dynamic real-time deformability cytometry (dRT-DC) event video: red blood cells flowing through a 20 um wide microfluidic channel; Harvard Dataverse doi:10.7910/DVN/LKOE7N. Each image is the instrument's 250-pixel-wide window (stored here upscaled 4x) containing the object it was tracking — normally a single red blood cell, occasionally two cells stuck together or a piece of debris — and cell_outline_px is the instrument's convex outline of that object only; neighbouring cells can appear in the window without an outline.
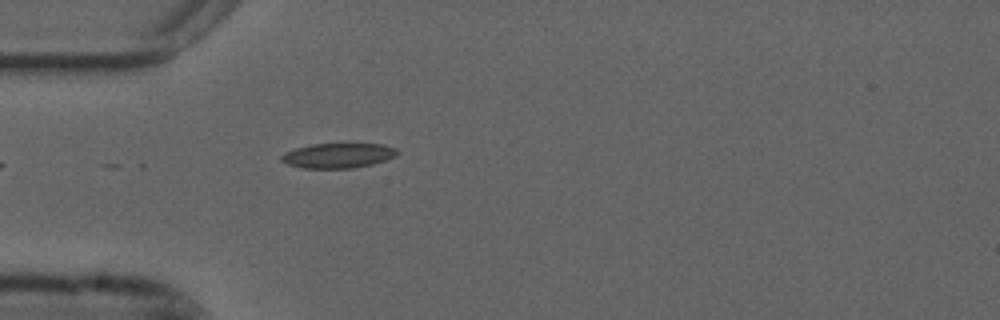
{"species": "common noctule bat (a hibernating species)", "species_latin": "Nyctalus noctula", "temperature_condition": "cold", "stored_images_in_passage": 15, "camera_frame_rate_fps": 3000, "um_per_image_px": 0.085, "animal": {"sex": "male", "forearm_length_mm": 52.5}, "frame": {"image": 1, "passage_image": 2, "time_ms": 0.333, "image_size_px": [1000, 320], "cell_outline_px": [[400, 152], [396, 156], [372, 164], [352, 168], [304, 168], [288, 164], [280, 160], [280, 156], [284, 152], [296, 148], [312, 144], [384, 144], [396, 148]], "centroid_in_image_um": [28.74, 13.22], "position_along_channel_um": 56.3, "area_um2": 16.76}}
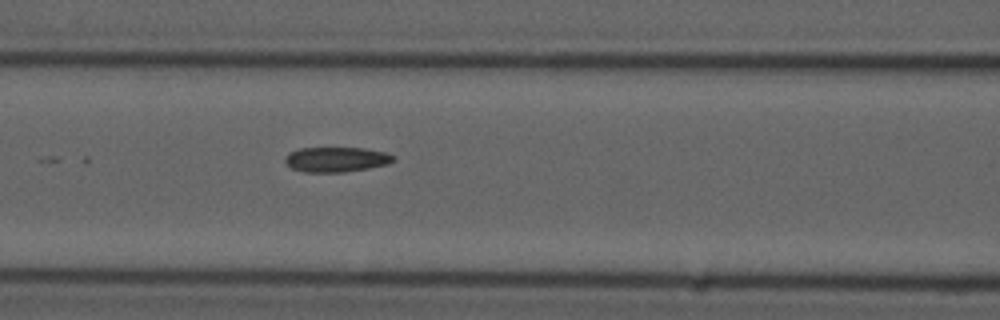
{"frame": {"image": 2, "passage_image": 9, "time_ms": 2.667, "image_size_px": [1000, 320], "cell_outline_px": [[396, 160], [388, 164], [368, 168], [344, 172], [304, 172], [292, 168], [284, 160], [284, 156], [288, 152], [300, 148], [364, 148], [384, 152], [396, 156]], "centroid_in_image_um": [28.59, 13.55], "position_along_channel_um": 138.0, "area_um2": 15.84}}
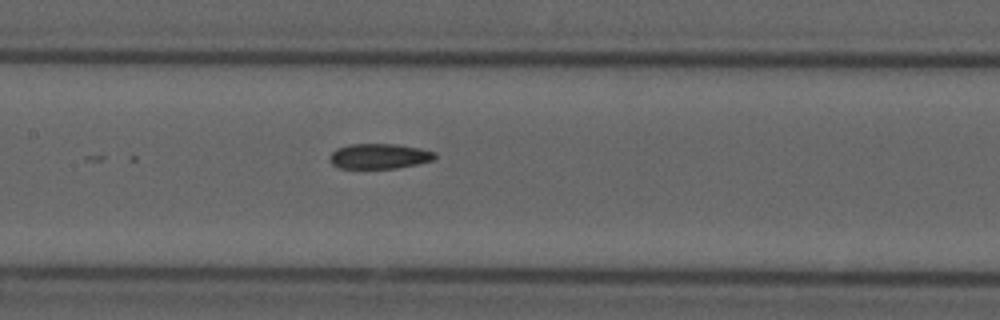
{"frame": {"image": 3, "passage_image": 12, "time_ms": 3.667, "image_size_px": [1000, 320], "cell_outline_px": [[436, 156], [432, 160], [416, 164], [396, 168], [336, 168], [328, 160], [328, 156], [336, 148], [348, 144], [396, 144], [420, 148], [436, 152]], "centroid_in_image_um": [32.18, 13.27], "position_along_channel_um": 175.2, "area_um2": 15.55}}